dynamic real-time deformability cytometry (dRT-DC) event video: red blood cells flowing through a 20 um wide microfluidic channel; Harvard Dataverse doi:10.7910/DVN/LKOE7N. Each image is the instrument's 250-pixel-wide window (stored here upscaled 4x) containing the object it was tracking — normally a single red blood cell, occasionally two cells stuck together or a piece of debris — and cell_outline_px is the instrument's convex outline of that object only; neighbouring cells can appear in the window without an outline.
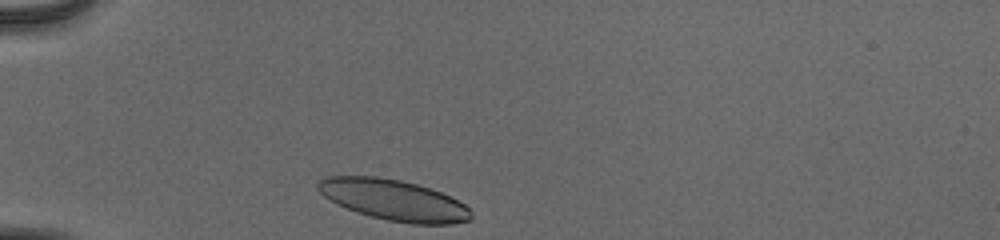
{"species": "human", "species_latin": "Homo sapiens", "temperature_condition": "cold", "stored_images_in_passage": 30, "camera_frame_rate_fps": 3000, "um_per_image_px": 0.085, "donor": {"sex": "male"}, "frame": {"image": 1, "passage_image": 1, "time_ms": 0.0, "image_size_px": [1000, 240], "cell_outline_px": [[472, 220], [452, 224], [412, 224], [388, 220], [356, 212], [336, 204], [324, 196], [316, 188], [316, 184], [324, 176], [376, 176], [400, 180], [416, 184], [440, 192], [464, 204], [472, 212]], "centroid_in_image_um": [33.44, 17.0], "position_along_channel_um": 51.6, "area_um2": 36.36}}
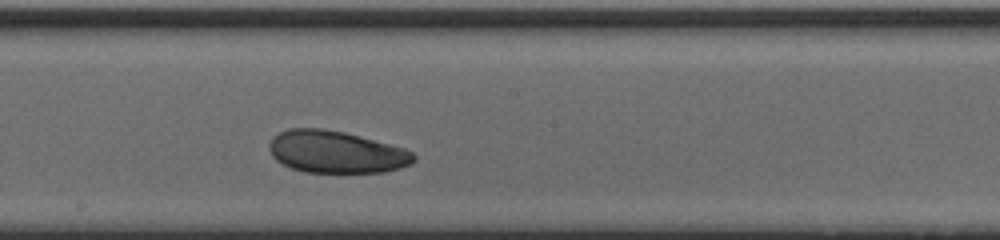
{"frame": {"image": 2, "passage_image": 16, "time_ms": 5.0, "image_size_px": [1000, 240], "cell_outline_px": [[416, 160], [412, 164], [400, 168], [384, 172], [304, 172], [292, 168], [276, 160], [272, 156], [268, 148], [272, 136], [288, 128], [324, 128], [344, 132], [404, 148], [412, 152], [416, 156]], "centroid_in_image_um": [28.56, 12.91], "position_along_channel_um": 219.6, "area_um2": 35.55}}
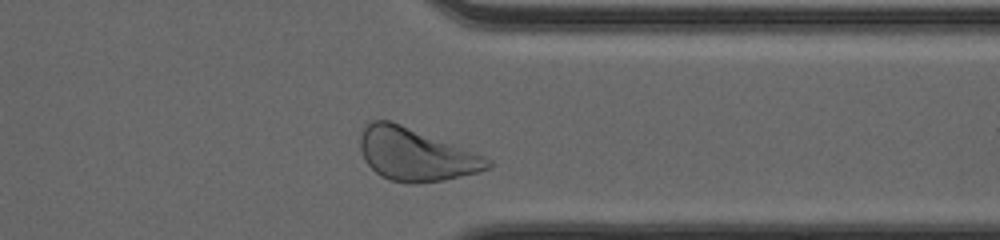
{"frame": {"image": 3, "passage_image": 28, "time_ms": 9.0, "image_size_px": [1000, 240], "cell_outline_px": [[492, 168], [480, 172], [440, 180], [412, 184], [388, 180], [380, 176], [364, 160], [360, 148], [360, 136], [364, 128], [372, 120], [392, 120], [484, 156], [492, 160]], "centroid_in_image_um": [35.32, 13.13], "position_along_channel_um": 376.1, "area_um2": 38.96}, "authors_computed_cell_mechanics": {"area_um2": 35.9516, "velocity_mm_per_s": 3.914, "shape_relaxation_time_tau1_ms": 2.2871, "shape_relaxation_time_tau2_ms": 5.8222, "deformation_change_tau1": 0.0815, "deformation_change_tau2": 0.1119}}